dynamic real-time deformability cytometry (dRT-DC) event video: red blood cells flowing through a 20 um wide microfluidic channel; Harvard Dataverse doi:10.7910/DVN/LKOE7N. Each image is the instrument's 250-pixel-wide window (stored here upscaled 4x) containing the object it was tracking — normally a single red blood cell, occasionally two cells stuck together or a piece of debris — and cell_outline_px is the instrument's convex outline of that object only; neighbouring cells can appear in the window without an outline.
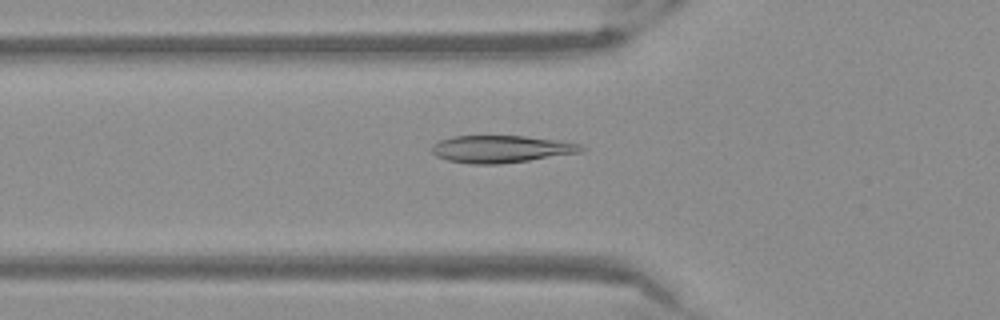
{"species": "Egyptian fruit bat (a non-hibernating species)", "species_latin": "Rousettus aegyptiacus", "temperature_condition": "warm", "stored_images_in_passage": 53, "camera_frame_rate_fps": 3000, "um_per_image_px": 0.085, "frame": {"image": 1, "passage_image": 19, "time_ms": 6.0, "image_size_px": [1000, 320], "cell_outline_px": [[588, 148], [580, 152], [528, 160], [500, 164], [472, 164], [448, 160], [436, 156], [432, 152], [432, 144], [440, 140], [452, 136], [524, 136], [580, 144]], "centroid_in_image_um": [42.55, 12.67], "position_along_channel_um": 83.3, "area_um2": 23.47}}
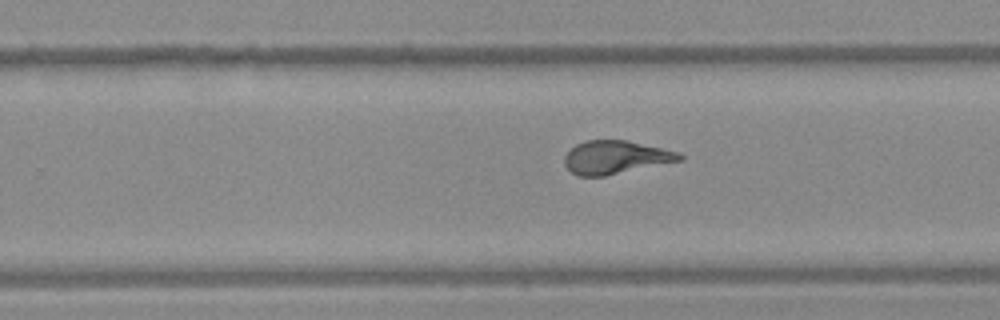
{"frame": {"image": 2, "passage_image": 34, "time_ms": 11.0, "image_size_px": [1000, 320], "cell_outline_px": [[684, 160], [604, 176], [576, 176], [564, 164], [564, 156], [576, 144], [584, 140], [624, 140], [680, 152], [684, 156]], "centroid_in_image_um": [52.33, 13.37], "position_along_channel_um": 277.5, "area_um2": 22.25}}
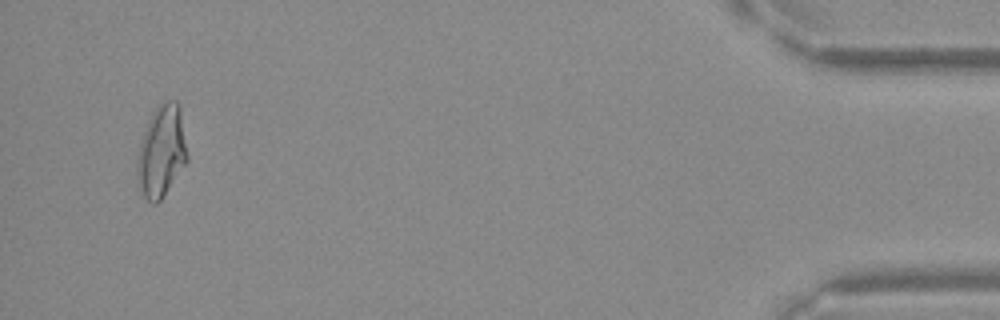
{"frame": {"image": 3, "passage_image": 51, "time_ms": 16.667, "image_size_px": [1000, 320], "cell_outline_px": [[188, 160], [160, 200], [156, 204], [152, 204], [144, 196], [136, 180], [136, 164], [140, 144], [148, 120], [152, 112], [160, 104], [168, 100], [176, 100], [180, 104], [188, 156]], "centroid_in_image_um": [13.73, 12.85], "position_along_channel_um": 421.5, "area_um2": 26.76}}